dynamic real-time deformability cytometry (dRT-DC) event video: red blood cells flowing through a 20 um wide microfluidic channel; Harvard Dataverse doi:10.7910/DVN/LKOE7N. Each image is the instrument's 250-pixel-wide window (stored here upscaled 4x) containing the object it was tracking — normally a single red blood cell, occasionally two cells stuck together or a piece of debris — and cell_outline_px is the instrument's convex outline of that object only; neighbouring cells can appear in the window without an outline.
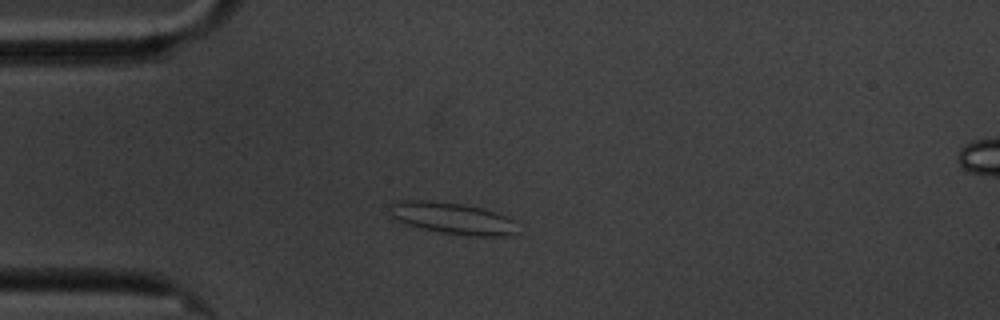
{"species": "common noctule bat (a hibernating species)", "species_latin": "Nyctalus noctula", "temperature_condition": "cold", "stored_images_in_passage": 35, "camera_frame_rate_fps": 3000, "um_per_image_px": 0.085, "animal": {"sex": "male", "body_mass_g": 20.1, "forearm_length_mm": 53.5}, "frame": {"image": 1, "passage_image": 1, "time_ms": 0.0, "image_size_px": [1000, 320], "cell_outline_px": [[516, 232], [512, 236], [472, 236], [444, 232], [420, 228], [408, 224], [392, 216], [388, 208], [388, 204], [396, 200], [432, 200], [464, 204], [496, 212], [508, 216], [516, 220]], "centroid_in_image_um": [38.48, 18.53], "position_along_channel_um": 46.5, "area_um2": 23.7}}
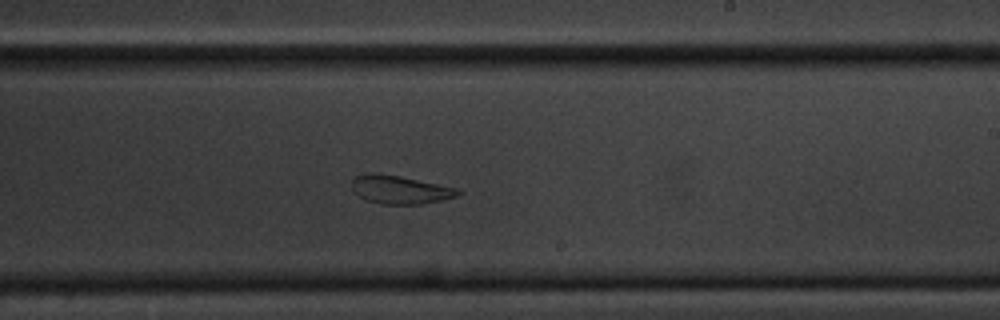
{"frame": {"image": 2, "passage_image": 21, "time_ms": 6.667, "image_size_px": [1000, 320], "cell_outline_px": [[464, 192], [460, 196], [420, 204], [384, 204], [368, 200], [360, 196], [352, 188], [352, 180], [356, 176], [364, 172], [372, 172], [400, 176], [456, 188]], "centroid_in_image_um": [34.01, 16.11], "position_along_channel_um": 255.0, "area_um2": 17.4}}
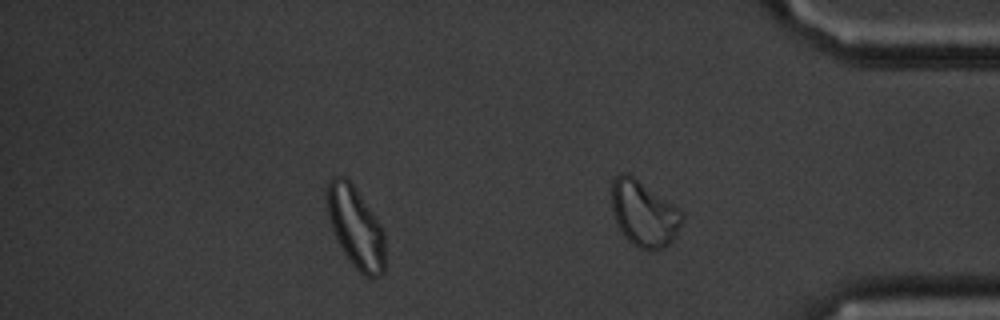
{"frame": {"image": 3, "passage_image": 33, "time_ms": 10.667, "image_size_px": [1000, 320], "cell_outline_px": [[384, 272], [380, 276], [372, 280], [364, 276], [352, 264], [344, 252], [332, 228], [328, 216], [328, 184], [332, 176], [344, 176], [352, 184], [372, 212], [380, 224], [384, 232]], "centroid_in_image_um": [30.26, 19.37], "position_along_channel_um": 404.9, "area_um2": 26.93}, "authors_computed_cell_mechanics": {"area_um2": 18.207, "velocity_mm_per_s": 3.3602, "shape_relaxation_time_tau1_ms": null, "shape_relaxation_time_tau2_ms": 1.9229, "deformation_change_tau1": null, "deformation_change_tau2": 0.0783}}